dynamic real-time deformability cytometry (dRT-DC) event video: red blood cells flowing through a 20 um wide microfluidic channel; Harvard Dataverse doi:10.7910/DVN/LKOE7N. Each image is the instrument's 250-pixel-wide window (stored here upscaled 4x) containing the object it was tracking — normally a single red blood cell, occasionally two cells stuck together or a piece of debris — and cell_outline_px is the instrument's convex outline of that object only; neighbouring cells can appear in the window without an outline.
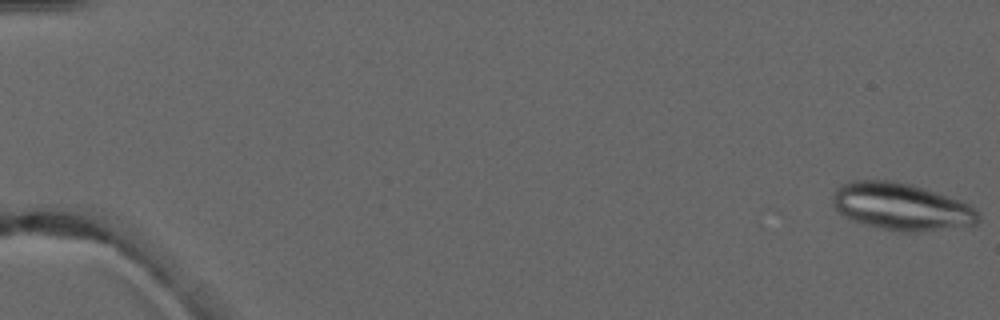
{"species": "common noctule bat (a hibernating species)", "species_latin": "Nyctalus noctula", "temperature_condition": "warm", "stored_images_in_passage": 5, "camera_frame_rate_fps": 3000, "um_per_image_px": 0.085, "animal": {"sex": "male", "forearm_length_mm": 52.5}, "frame": {"image": 1, "passage_image": 5, "time_ms": 5.667, "image_size_px": [1000, 320], "cell_outline_px": [[980, 220], [976, 224], [916, 232], [900, 232], [852, 220], [844, 216], [832, 204], [832, 196], [836, 188], [840, 184], [848, 180], [892, 180], [912, 184], [960, 200], [976, 208], [980, 212]], "centroid_in_image_um": [76.61, 17.54], "position_along_channel_um": 8.4, "area_um2": 40.06}}